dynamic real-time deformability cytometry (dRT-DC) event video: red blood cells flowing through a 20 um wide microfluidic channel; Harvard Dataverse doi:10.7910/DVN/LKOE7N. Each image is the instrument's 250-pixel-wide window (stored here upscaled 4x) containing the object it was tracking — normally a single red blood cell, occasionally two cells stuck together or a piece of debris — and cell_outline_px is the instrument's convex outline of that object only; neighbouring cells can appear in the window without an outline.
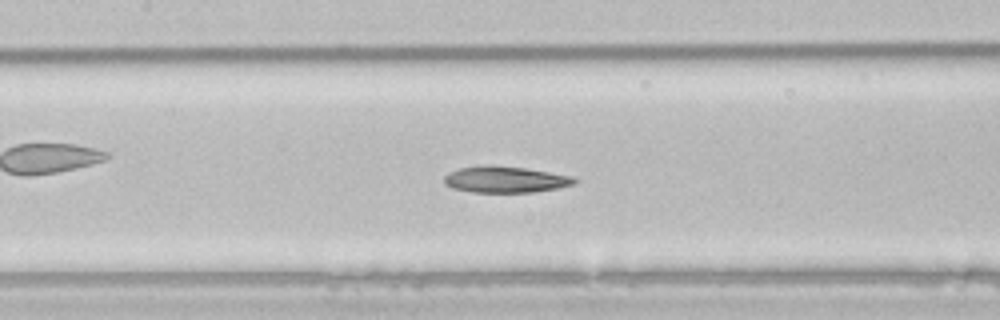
{"species": "common noctule bat (a hibernating species)", "species_latin": "Nyctalus noctula", "temperature_condition": "room temperature", "stored_images_in_passage": 52, "camera_frame_rate_fps": 3000, "um_per_image_px": 0.085, "animal": {"sex": "male", "body_mass_g": 21.5, "forearm_length_mm": 52.0}, "frame": {"image": 1, "passage_image": 23, "time_ms": 7.333, "image_size_px": [1000, 320], "cell_outline_px": [[580, 180], [572, 184], [556, 188], [536, 192], [472, 192], [452, 188], [444, 184], [444, 176], [448, 172], [460, 168], [488, 164], [524, 168], [572, 176]], "centroid_in_image_um": [42.91, 15.25], "position_along_channel_um": 164.5, "area_um2": 20.0}}
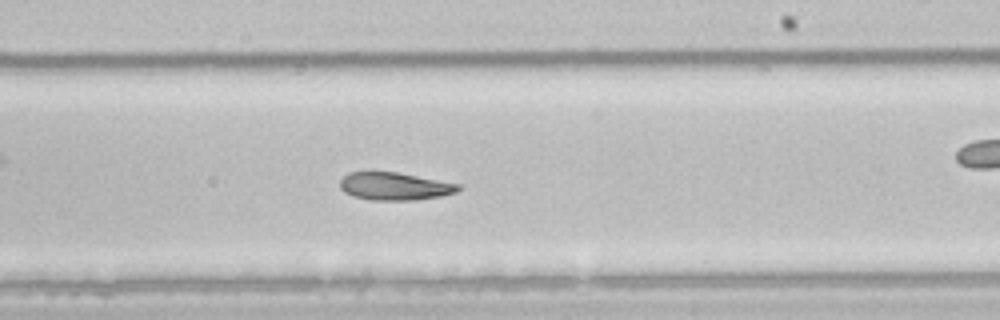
{"frame": {"image": 2, "passage_image": 30, "time_ms": 9.667, "image_size_px": [1000, 320], "cell_outline_px": [[464, 188], [456, 192], [440, 196], [416, 200], [372, 200], [352, 196], [344, 192], [340, 188], [340, 180], [348, 172], [396, 172], [460, 184]], "centroid_in_image_um": [33.55, 15.84], "position_along_channel_um": 255.5, "area_um2": 19.13}, "authors_computed_cell_mechanics": {"area_um2": 22.542, "velocity_mm_per_s": 3.9156, "shape_relaxation_time_tau1_ms": 8.9927, "shape_relaxation_time_tau2_ms": null, "deformation_change_tau1": 0.1865, "deformation_change_tau2": null}}